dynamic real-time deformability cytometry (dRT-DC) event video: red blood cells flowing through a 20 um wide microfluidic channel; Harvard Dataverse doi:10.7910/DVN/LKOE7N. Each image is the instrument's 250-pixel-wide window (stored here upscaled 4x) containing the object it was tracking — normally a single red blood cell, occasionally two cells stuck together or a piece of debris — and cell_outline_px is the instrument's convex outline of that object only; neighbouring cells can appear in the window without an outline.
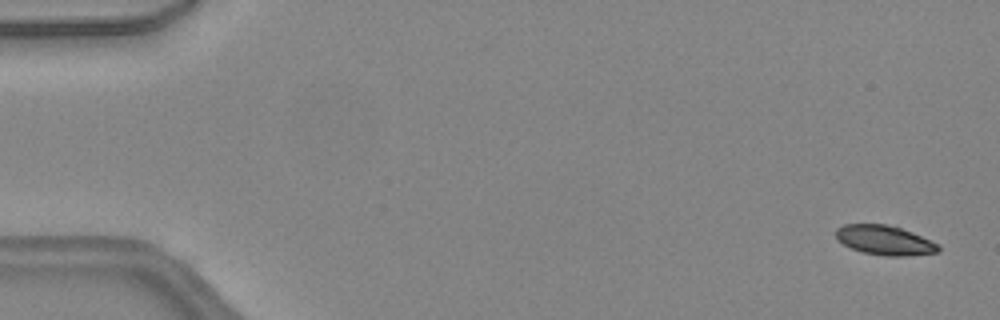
{"species": "common noctule bat (a hibernating species)", "species_latin": "Nyctalus noctula", "temperature_condition": "warm", "stored_images_in_passage": 48, "camera_frame_rate_fps": 3000, "um_per_image_px": 0.085, "animal": {"sex": "female", "body_mass_g": 24.6, "forearm_length_mm": 56.2}, "frame": {"image": 1, "passage_image": 2, "time_ms": 0.333, "image_size_px": [1000, 320], "cell_outline_px": [[940, 252], [904, 256], [884, 256], [864, 252], [852, 248], [836, 240], [836, 228], [844, 224], [884, 224], [900, 228], [912, 232], [940, 244]], "centroid_in_image_um": [75.21, 20.42], "position_along_channel_um": 9.8, "area_um2": 17.63}}
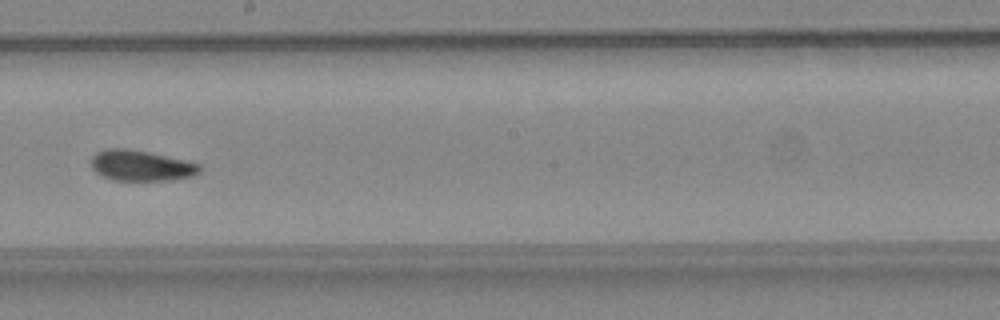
{"frame": {"image": 2, "passage_image": 27, "time_ms": 8.667, "image_size_px": [1000, 320], "cell_outline_px": [[200, 172], [192, 176], [172, 180], [112, 180], [100, 176], [92, 168], [92, 156], [96, 152], [108, 148], [128, 148], [148, 152], [184, 160], [200, 164]], "centroid_in_image_um": [11.96, 14.08], "position_along_channel_um": 236.2, "area_um2": 19.36}}
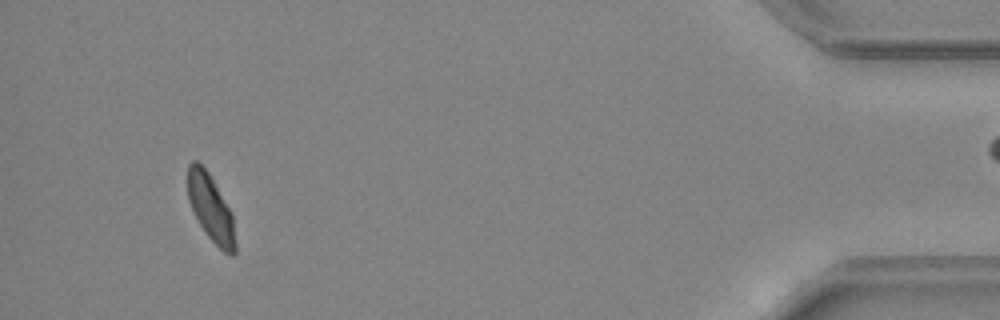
{"frame": {"image": 3, "passage_image": 44, "time_ms": 14.333, "image_size_px": [1000, 320], "cell_outline_px": [[236, 252], [232, 256], [228, 256], [208, 236], [200, 224], [188, 200], [188, 164], [192, 160], [196, 160], [208, 172], [232, 212], [236, 244]], "centroid_in_image_um": [17.94, 17.71], "position_along_channel_um": 417.3, "area_um2": 18.38}, "authors_computed_cell_mechanics": {"area_um2": 19.2185, "velocity_mm_per_s": 4.4826, "shape_relaxation_time_tau1_ms": 7.11, "shape_relaxation_time_tau2_ms": 2.792, "deformation_change_tau1": 0.1372, "deformation_change_tau2": 0.0739}}